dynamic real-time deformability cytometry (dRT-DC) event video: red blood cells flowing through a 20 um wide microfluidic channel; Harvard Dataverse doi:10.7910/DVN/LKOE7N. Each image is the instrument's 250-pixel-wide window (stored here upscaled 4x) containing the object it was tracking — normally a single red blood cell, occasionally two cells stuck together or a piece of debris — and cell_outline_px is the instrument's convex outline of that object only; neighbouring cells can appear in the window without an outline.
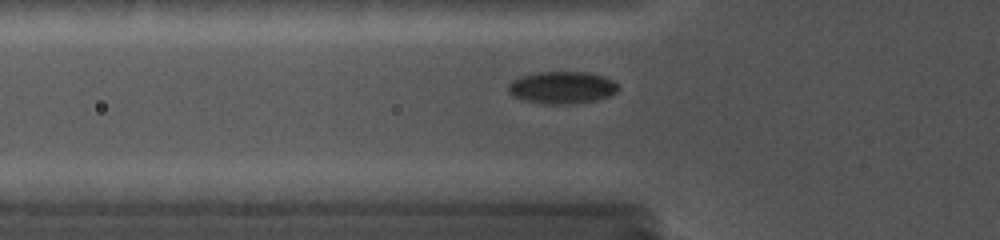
{"species": "common noctule bat (a hibernating species)", "species_latin": "Nyctalus noctula", "temperature_condition": "cold", "stored_images_in_passage": 20, "camera_frame_rate_fps": 5000, "um_per_image_px": 0.085, "animal": {"sex": "female", "body_mass_g": 19.0, "forearm_length_mm": 56.7}, "frame": {"image": 1, "passage_image": 6, "time_ms": 4.0, "image_size_px": [1000, 240], "cell_outline_px": [[620, 88], [616, 92], [608, 96], [596, 100], [564, 104], [544, 104], [524, 100], [512, 96], [508, 92], [508, 84], [512, 80], [520, 76], [540, 72], [588, 72], [604, 76], [612, 80]], "centroid_in_image_um": [47.75, 7.43], "position_along_channel_um": 78.1, "area_um2": 20.63}}